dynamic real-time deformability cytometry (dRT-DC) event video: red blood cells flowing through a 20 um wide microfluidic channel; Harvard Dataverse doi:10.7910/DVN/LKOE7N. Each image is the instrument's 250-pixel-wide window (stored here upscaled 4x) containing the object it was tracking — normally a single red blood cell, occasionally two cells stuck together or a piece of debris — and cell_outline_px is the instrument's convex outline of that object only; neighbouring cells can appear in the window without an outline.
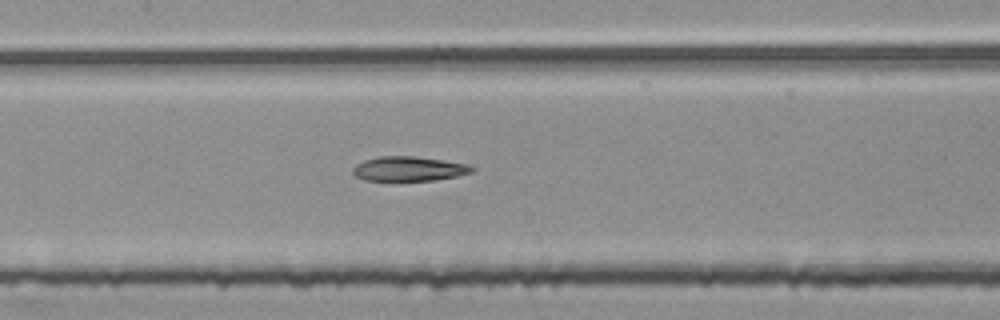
{"species": "common noctule bat (a hibernating species)", "species_latin": "Nyctalus noctula", "temperature_condition": "room temperature", "stored_images_in_passage": 55, "segment_of_instrument_passage": [2, 2], "camera_frame_rate_fps": 3000, "um_per_image_px": 0.085, "animal": {"sex": "female", "body_mass_g": 25.1}, "frame": {"image": 1, "passage_image": 26, "time_ms": 8.333, "image_size_px": [1000, 320], "cell_outline_px": [[476, 168], [472, 172], [456, 176], [432, 180], [364, 180], [356, 176], [352, 172], [352, 168], [356, 164], [364, 160], [380, 156], [416, 156], [444, 160], [468, 164]], "centroid_in_image_um": [34.75, 14.33], "position_along_channel_um": 172.7, "area_um2": 16.99}}
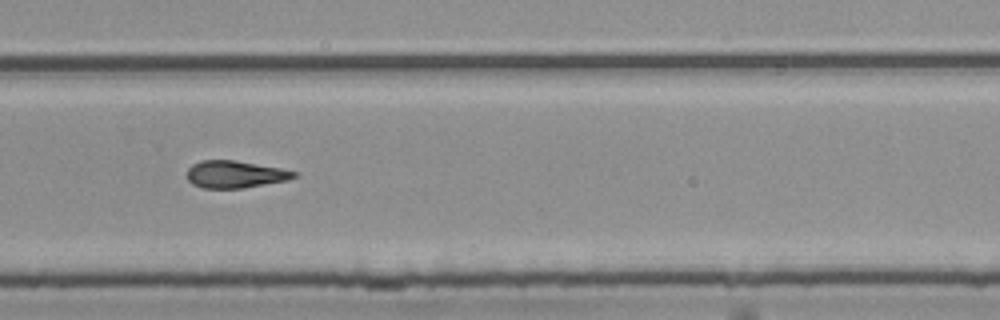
{"frame": {"image": 2, "passage_image": 37, "time_ms": 12.0, "image_size_px": [1000, 320], "cell_outline_px": [[300, 176], [288, 180], [244, 188], [204, 188], [192, 184], [188, 180], [188, 168], [192, 164], [200, 160], [236, 160], [280, 168], [300, 172]], "centroid_in_image_um": [20.03, 14.81], "position_along_channel_um": 309.8, "area_um2": 17.17}}
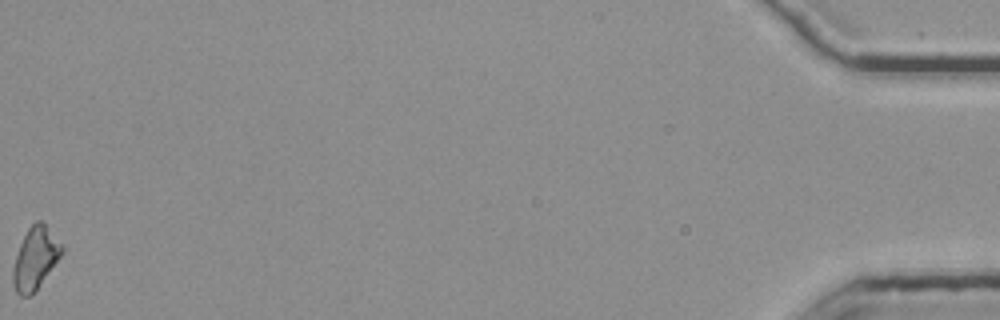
{"frame": {"image": 3, "passage_image": 55, "time_ms": 18.0, "image_size_px": [1000, 320], "cell_outline_px": [[64, 252], [32, 296], [20, 296], [16, 292], [12, 284], [12, 268], [20, 244], [28, 228], [36, 220], [40, 220], [64, 244]], "centroid_in_image_um": [3.01, 21.97], "position_along_channel_um": 432.2, "area_um2": 17.86}}